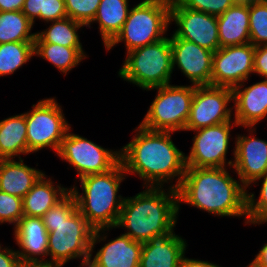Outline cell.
I'll return each instance as SVG.
<instances>
[{"label":"cell","mask_w":267,"mask_h":267,"mask_svg":"<svg viewBox=\"0 0 267 267\" xmlns=\"http://www.w3.org/2000/svg\"><path fill=\"white\" fill-rule=\"evenodd\" d=\"M134 131L132 140L119 149L126 174L140 177L142 188L171 183L169 187L177 190L187 166L186 154L172 141L173 132L151 131L140 125Z\"/></svg>","instance_id":"obj_1"},{"label":"cell","mask_w":267,"mask_h":267,"mask_svg":"<svg viewBox=\"0 0 267 267\" xmlns=\"http://www.w3.org/2000/svg\"><path fill=\"white\" fill-rule=\"evenodd\" d=\"M228 168L187 167L177 189L180 204H188L213 216L247 218V189L229 173Z\"/></svg>","instance_id":"obj_2"},{"label":"cell","mask_w":267,"mask_h":267,"mask_svg":"<svg viewBox=\"0 0 267 267\" xmlns=\"http://www.w3.org/2000/svg\"><path fill=\"white\" fill-rule=\"evenodd\" d=\"M133 197H125L115 228L126 229L123 234L141 243L176 227L178 192L168 186L144 187Z\"/></svg>","instance_id":"obj_3"},{"label":"cell","mask_w":267,"mask_h":267,"mask_svg":"<svg viewBox=\"0 0 267 267\" xmlns=\"http://www.w3.org/2000/svg\"><path fill=\"white\" fill-rule=\"evenodd\" d=\"M42 219L48 232L47 264L62 267L79 258V267H86L94 229L77 209L74 195L69 192Z\"/></svg>","instance_id":"obj_4"},{"label":"cell","mask_w":267,"mask_h":267,"mask_svg":"<svg viewBox=\"0 0 267 267\" xmlns=\"http://www.w3.org/2000/svg\"><path fill=\"white\" fill-rule=\"evenodd\" d=\"M126 172L119 161L111 170L91 174L79 179L82 193L74 185L70 192L74 195L77 209L94 229L110 228L117 225L125 197L118 195Z\"/></svg>","instance_id":"obj_5"},{"label":"cell","mask_w":267,"mask_h":267,"mask_svg":"<svg viewBox=\"0 0 267 267\" xmlns=\"http://www.w3.org/2000/svg\"><path fill=\"white\" fill-rule=\"evenodd\" d=\"M170 6L171 0H142L134 5L120 32L105 50L108 52L124 42L127 53L165 38L170 26Z\"/></svg>","instance_id":"obj_6"},{"label":"cell","mask_w":267,"mask_h":267,"mask_svg":"<svg viewBox=\"0 0 267 267\" xmlns=\"http://www.w3.org/2000/svg\"><path fill=\"white\" fill-rule=\"evenodd\" d=\"M118 77L142 90L170 84L173 74L171 37L127 53Z\"/></svg>","instance_id":"obj_7"},{"label":"cell","mask_w":267,"mask_h":267,"mask_svg":"<svg viewBox=\"0 0 267 267\" xmlns=\"http://www.w3.org/2000/svg\"><path fill=\"white\" fill-rule=\"evenodd\" d=\"M150 90H157V94L139 125L151 131L173 134L185 131L195 86L167 84L146 91Z\"/></svg>","instance_id":"obj_8"},{"label":"cell","mask_w":267,"mask_h":267,"mask_svg":"<svg viewBox=\"0 0 267 267\" xmlns=\"http://www.w3.org/2000/svg\"><path fill=\"white\" fill-rule=\"evenodd\" d=\"M56 97L39 100L32 105V110L25 112L27 124L28 154L50 148L58 153L62 140L69 128V122Z\"/></svg>","instance_id":"obj_9"},{"label":"cell","mask_w":267,"mask_h":267,"mask_svg":"<svg viewBox=\"0 0 267 267\" xmlns=\"http://www.w3.org/2000/svg\"><path fill=\"white\" fill-rule=\"evenodd\" d=\"M67 131L57 156L73 167L80 179L111 170L120 161V150L103 148L91 140Z\"/></svg>","instance_id":"obj_10"},{"label":"cell","mask_w":267,"mask_h":267,"mask_svg":"<svg viewBox=\"0 0 267 267\" xmlns=\"http://www.w3.org/2000/svg\"><path fill=\"white\" fill-rule=\"evenodd\" d=\"M238 124L232 121L216 124L193 131V144L186 155V166L195 168H232L234 159L227 161L230 132ZM233 160V161H232Z\"/></svg>","instance_id":"obj_11"},{"label":"cell","mask_w":267,"mask_h":267,"mask_svg":"<svg viewBox=\"0 0 267 267\" xmlns=\"http://www.w3.org/2000/svg\"><path fill=\"white\" fill-rule=\"evenodd\" d=\"M231 101H233L231 88L213 85L195 86L185 131H195L232 121L233 105H229Z\"/></svg>","instance_id":"obj_12"},{"label":"cell","mask_w":267,"mask_h":267,"mask_svg":"<svg viewBox=\"0 0 267 267\" xmlns=\"http://www.w3.org/2000/svg\"><path fill=\"white\" fill-rule=\"evenodd\" d=\"M255 46L252 43L219 48L213 53L211 85L233 89L254 73Z\"/></svg>","instance_id":"obj_13"},{"label":"cell","mask_w":267,"mask_h":267,"mask_svg":"<svg viewBox=\"0 0 267 267\" xmlns=\"http://www.w3.org/2000/svg\"><path fill=\"white\" fill-rule=\"evenodd\" d=\"M176 24L173 33L181 39L194 42L212 52L220 48L217 16L183 7L171 0L170 24Z\"/></svg>","instance_id":"obj_14"},{"label":"cell","mask_w":267,"mask_h":267,"mask_svg":"<svg viewBox=\"0 0 267 267\" xmlns=\"http://www.w3.org/2000/svg\"><path fill=\"white\" fill-rule=\"evenodd\" d=\"M107 231L110 228L94 230L86 267H139L143 243L134 241L123 233L104 243L93 256L95 245L108 238L105 233Z\"/></svg>","instance_id":"obj_15"},{"label":"cell","mask_w":267,"mask_h":267,"mask_svg":"<svg viewBox=\"0 0 267 267\" xmlns=\"http://www.w3.org/2000/svg\"><path fill=\"white\" fill-rule=\"evenodd\" d=\"M243 128L249 130V136L236 135L232 169L238 175L241 184L247 189L253 183L256 184L267 171V141L255 136V126Z\"/></svg>","instance_id":"obj_16"},{"label":"cell","mask_w":267,"mask_h":267,"mask_svg":"<svg viewBox=\"0 0 267 267\" xmlns=\"http://www.w3.org/2000/svg\"><path fill=\"white\" fill-rule=\"evenodd\" d=\"M173 70L177 66L180 72L190 80L191 85H211L212 51L200 47L194 42L171 35Z\"/></svg>","instance_id":"obj_17"},{"label":"cell","mask_w":267,"mask_h":267,"mask_svg":"<svg viewBox=\"0 0 267 267\" xmlns=\"http://www.w3.org/2000/svg\"><path fill=\"white\" fill-rule=\"evenodd\" d=\"M244 86L232 89L233 119L238 127H254L267 118V79Z\"/></svg>","instance_id":"obj_18"},{"label":"cell","mask_w":267,"mask_h":267,"mask_svg":"<svg viewBox=\"0 0 267 267\" xmlns=\"http://www.w3.org/2000/svg\"><path fill=\"white\" fill-rule=\"evenodd\" d=\"M13 229L22 264H47L48 232L43 219L23 216Z\"/></svg>","instance_id":"obj_19"},{"label":"cell","mask_w":267,"mask_h":267,"mask_svg":"<svg viewBox=\"0 0 267 267\" xmlns=\"http://www.w3.org/2000/svg\"><path fill=\"white\" fill-rule=\"evenodd\" d=\"M174 230L143 243L139 267H180L187 242Z\"/></svg>","instance_id":"obj_20"},{"label":"cell","mask_w":267,"mask_h":267,"mask_svg":"<svg viewBox=\"0 0 267 267\" xmlns=\"http://www.w3.org/2000/svg\"><path fill=\"white\" fill-rule=\"evenodd\" d=\"M220 48L250 43L249 3L236 2L217 16Z\"/></svg>","instance_id":"obj_21"},{"label":"cell","mask_w":267,"mask_h":267,"mask_svg":"<svg viewBox=\"0 0 267 267\" xmlns=\"http://www.w3.org/2000/svg\"><path fill=\"white\" fill-rule=\"evenodd\" d=\"M39 169L24 164L23 158L0 160V191L21 199L44 174Z\"/></svg>","instance_id":"obj_22"},{"label":"cell","mask_w":267,"mask_h":267,"mask_svg":"<svg viewBox=\"0 0 267 267\" xmlns=\"http://www.w3.org/2000/svg\"><path fill=\"white\" fill-rule=\"evenodd\" d=\"M51 178L44 173L23 197L24 216L42 218L51 207L70 192V188L55 184Z\"/></svg>","instance_id":"obj_23"},{"label":"cell","mask_w":267,"mask_h":267,"mask_svg":"<svg viewBox=\"0 0 267 267\" xmlns=\"http://www.w3.org/2000/svg\"><path fill=\"white\" fill-rule=\"evenodd\" d=\"M26 129L24 113L0 120V160L28 154Z\"/></svg>","instance_id":"obj_24"},{"label":"cell","mask_w":267,"mask_h":267,"mask_svg":"<svg viewBox=\"0 0 267 267\" xmlns=\"http://www.w3.org/2000/svg\"><path fill=\"white\" fill-rule=\"evenodd\" d=\"M129 0H101L96 16L91 22L98 23L99 33L106 47L120 32L129 13Z\"/></svg>","instance_id":"obj_25"},{"label":"cell","mask_w":267,"mask_h":267,"mask_svg":"<svg viewBox=\"0 0 267 267\" xmlns=\"http://www.w3.org/2000/svg\"><path fill=\"white\" fill-rule=\"evenodd\" d=\"M34 56L48 61L65 76L87 58L83 47H65L47 42H34Z\"/></svg>","instance_id":"obj_26"},{"label":"cell","mask_w":267,"mask_h":267,"mask_svg":"<svg viewBox=\"0 0 267 267\" xmlns=\"http://www.w3.org/2000/svg\"><path fill=\"white\" fill-rule=\"evenodd\" d=\"M34 24L22 11H0V44L9 42H34Z\"/></svg>","instance_id":"obj_27"},{"label":"cell","mask_w":267,"mask_h":267,"mask_svg":"<svg viewBox=\"0 0 267 267\" xmlns=\"http://www.w3.org/2000/svg\"><path fill=\"white\" fill-rule=\"evenodd\" d=\"M49 27L36 32L34 42H47L65 47H83L78 30L85 25L69 17L51 21Z\"/></svg>","instance_id":"obj_28"},{"label":"cell","mask_w":267,"mask_h":267,"mask_svg":"<svg viewBox=\"0 0 267 267\" xmlns=\"http://www.w3.org/2000/svg\"><path fill=\"white\" fill-rule=\"evenodd\" d=\"M34 57V42L0 44V77L14 74Z\"/></svg>","instance_id":"obj_29"},{"label":"cell","mask_w":267,"mask_h":267,"mask_svg":"<svg viewBox=\"0 0 267 267\" xmlns=\"http://www.w3.org/2000/svg\"><path fill=\"white\" fill-rule=\"evenodd\" d=\"M249 33L255 47L267 45V0L249 3Z\"/></svg>","instance_id":"obj_30"},{"label":"cell","mask_w":267,"mask_h":267,"mask_svg":"<svg viewBox=\"0 0 267 267\" xmlns=\"http://www.w3.org/2000/svg\"><path fill=\"white\" fill-rule=\"evenodd\" d=\"M258 180L262 182L259 199L255 198L254 192H248L247 189L248 225H262L267 223V171Z\"/></svg>","instance_id":"obj_31"},{"label":"cell","mask_w":267,"mask_h":267,"mask_svg":"<svg viewBox=\"0 0 267 267\" xmlns=\"http://www.w3.org/2000/svg\"><path fill=\"white\" fill-rule=\"evenodd\" d=\"M69 18L91 27L101 0H64Z\"/></svg>","instance_id":"obj_32"},{"label":"cell","mask_w":267,"mask_h":267,"mask_svg":"<svg viewBox=\"0 0 267 267\" xmlns=\"http://www.w3.org/2000/svg\"><path fill=\"white\" fill-rule=\"evenodd\" d=\"M24 216L23 199L0 191V224L17 225Z\"/></svg>","instance_id":"obj_33"},{"label":"cell","mask_w":267,"mask_h":267,"mask_svg":"<svg viewBox=\"0 0 267 267\" xmlns=\"http://www.w3.org/2000/svg\"><path fill=\"white\" fill-rule=\"evenodd\" d=\"M183 7L219 16L232 7L235 0H177Z\"/></svg>","instance_id":"obj_34"},{"label":"cell","mask_w":267,"mask_h":267,"mask_svg":"<svg viewBox=\"0 0 267 267\" xmlns=\"http://www.w3.org/2000/svg\"><path fill=\"white\" fill-rule=\"evenodd\" d=\"M68 17L64 0H43L40 20L44 23Z\"/></svg>","instance_id":"obj_35"},{"label":"cell","mask_w":267,"mask_h":267,"mask_svg":"<svg viewBox=\"0 0 267 267\" xmlns=\"http://www.w3.org/2000/svg\"><path fill=\"white\" fill-rule=\"evenodd\" d=\"M253 74L267 79V45L255 47Z\"/></svg>","instance_id":"obj_36"},{"label":"cell","mask_w":267,"mask_h":267,"mask_svg":"<svg viewBox=\"0 0 267 267\" xmlns=\"http://www.w3.org/2000/svg\"><path fill=\"white\" fill-rule=\"evenodd\" d=\"M5 247L0 244V267H21L22 262L17 251L9 246Z\"/></svg>","instance_id":"obj_37"},{"label":"cell","mask_w":267,"mask_h":267,"mask_svg":"<svg viewBox=\"0 0 267 267\" xmlns=\"http://www.w3.org/2000/svg\"><path fill=\"white\" fill-rule=\"evenodd\" d=\"M43 0H25L22 12L34 24L35 20H40V10H42Z\"/></svg>","instance_id":"obj_38"},{"label":"cell","mask_w":267,"mask_h":267,"mask_svg":"<svg viewBox=\"0 0 267 267\" xmlns=\"http://www.w3.org/2000/svg\"><path fill=\"white\" fill-rule=\"evenodd\" d=\"M180 267H222L210 261H203L199 259L187 258L185 255L182 258Z\"/></svg>","instance_id":"obj_39"},{"label":"cell","mask_w":267,"mask_h":267,"mask_svg":"<svg viewBox=\"0 0 267 267\" xmlns=\"http://www.w3.org/2000/svg\"><path fill=\"white\" fill-rule=\"evenodd\" d=\"M25 0H0V11H21Z\"/></svg>","instance_id":"obj_40"},{"label":"cell","mask_w":267,"mask_h":267,"mask_svg":"<svg viewBox=\"0 0 267 267\" xmlns=\"http://www.w3.org/2000/svg\"><path fill=\"white\" fill-rule=\"evenodd\" d=\"M256 267H267V243L263 244V247L255 255L253 261H251Z\"/></svg>","instance_id":"obj_41"},{"label":"cell","mask_w":267,"mask_h":267,"mask_svg":"<svg viewBox=\"0 0 267 267\" xmlns=\"http://www.w3.org/2000/svg\"><path fill=\"white\" fill-rule=\"evenodd\" d=\"M21 267H61L51 264H22Z\"/></svg>","instance_id":"obj_42"},{"label":"cell","mask_w":267,"mask_h":267,"mask_svg":"<svg viewBox=\"0 0 267 267\" xmlns=\"http://www.w3.org/2000/svg\"><path fill=\"white\" fill-rule=\"evenodd\" d=\"M236 2H240V3H252L253 1L256 0H235Z\"/></svg>","instance_id":"obj_43"},{"label":"cell","mask_w":267,"mask_h":267,"mask_svg":"<svg viewBox=\"0 0 267 267\" xmlns=\"http://www.w3.org/2000/svg\"><path fill=\"white\" fill-rule=\"evenodd\" d=\"M246 267H256L252 262H250Z\"/></svg>","instance_id":"obj_44"}]
</instances>
